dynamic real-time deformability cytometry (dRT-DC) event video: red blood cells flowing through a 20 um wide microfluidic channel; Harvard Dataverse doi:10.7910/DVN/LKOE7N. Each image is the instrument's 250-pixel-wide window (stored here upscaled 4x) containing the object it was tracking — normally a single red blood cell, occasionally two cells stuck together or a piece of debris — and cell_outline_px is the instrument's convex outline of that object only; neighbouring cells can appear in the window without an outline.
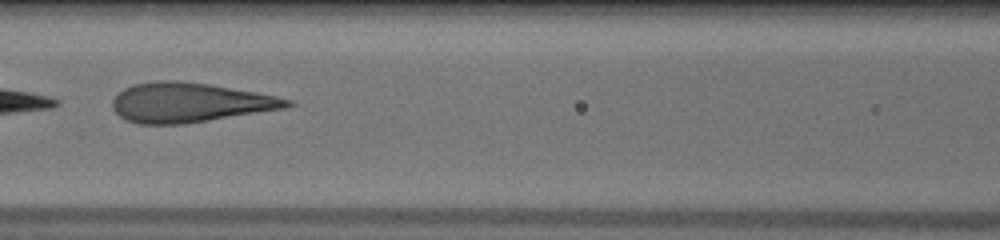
{"species": "human", "species_latin": "Homo sapiens", "temperature_condition": "warm", "stored_images_in_passage": 15, "camera_frame_rate_fps": 3000, "um_per_image_px": 0.085, "donor": {"sex": "male"}, "frame": {"image": 1, "passage_image": 7, "time_ms": 2.0, "image_size_px": [1000, 240], "cell_outline_px": [[296, 104], [288, 108], [184, 124], [136, 124], [120, 116], [112, 108], [112, 100], [124, 88], [136, 84], [160, 80], [176, 80], [208, 84], [256, 92], [276, 96], [292, 100]], "centroid_in_image_um": [16.15, 8.72], "position_along_channel_um": 150.4, "area_um2": 40.23}}